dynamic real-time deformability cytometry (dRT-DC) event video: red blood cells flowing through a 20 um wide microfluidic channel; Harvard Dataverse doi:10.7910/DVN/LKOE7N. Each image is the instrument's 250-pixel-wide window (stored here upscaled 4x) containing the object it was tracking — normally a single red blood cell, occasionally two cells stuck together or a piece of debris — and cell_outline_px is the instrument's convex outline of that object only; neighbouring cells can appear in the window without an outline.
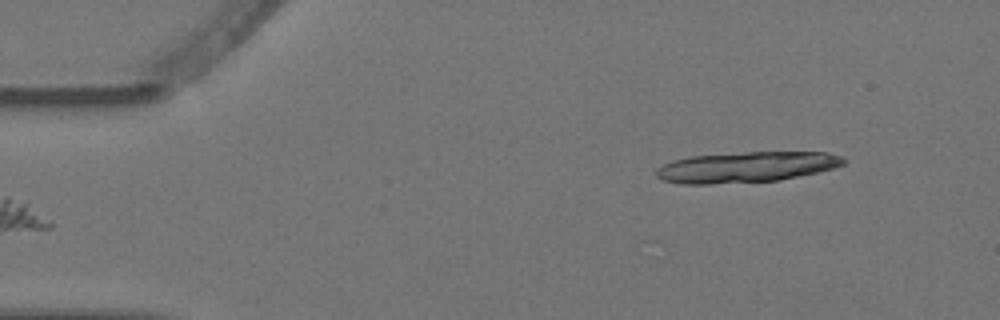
{"species": "Egyptian fruit bat (a non-hibernating species)", "species_latin": "Rousettus aegyptiacus", "temperature_condition": "warm", "stored_images_in_passage": 5, "segment_of_instrument_passage": [2, 2], "camera_frame_rate_fps": 3000, "um_per_image_px": 0.085, "animal": {"sex": "female"}, "frame": {"image": 1, "passage_image": 5, "time_ms": 1.333, "image_size_px": [1000, 320], "cell_outline_px": [[848, 160], [844, 164], [832, 168], [816, 172], [776, 180], [712, 184], [680, 184], [664, 180], [656, 176], [656, 168], [672, 160], [692, 156], [744, 152], [828, 152], [840, 156]], "centroid_in_image_um": [63.4, 14.19], "position_along_channel_um": 21.6, "area_um2": 33.23}}